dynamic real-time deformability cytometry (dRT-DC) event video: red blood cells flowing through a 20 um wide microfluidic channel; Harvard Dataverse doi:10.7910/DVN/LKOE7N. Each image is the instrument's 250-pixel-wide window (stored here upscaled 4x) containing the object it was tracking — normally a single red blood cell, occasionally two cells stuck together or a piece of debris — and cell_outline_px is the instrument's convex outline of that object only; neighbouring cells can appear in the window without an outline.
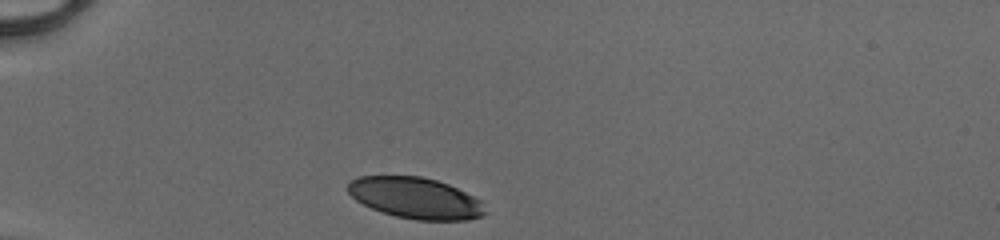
{"species": "human", "species_latin": "Homo sapiens", "temperature_condition": "cold", "stored_images_in_passage": 29, "camera_frame_rate_fps": 3000, "um_per_image_px": 0.085, "donor": {"sex": "male"}, "frame": {"image": 1, "passage_image": 1, "time_ms": 0.0, "image_size_px": [1000, 240], "cell_outline_px": [[488, 212], [484, 216], [468, 220], [416, 220], [396, 216], [380, 212], [356, 200], [348, 192], [348, 184], [352, 180], [360, 176], [420, 176], [436, 180], [448, 184], [480, 200]], "centroid_in_image_um": [35.34, 16.84], "position_along_channel_um": 49.7, "area_um2": 32.83}}
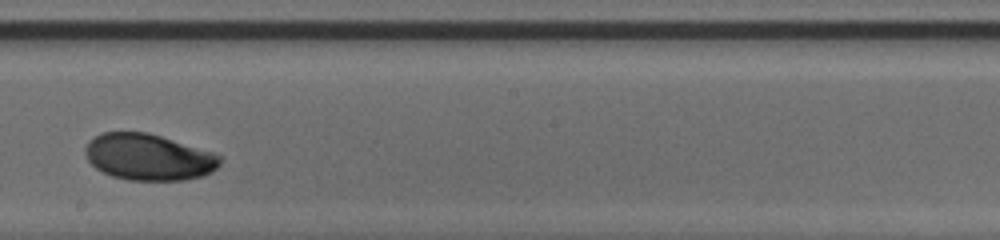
{"frame": {"image": 2, "passage_image": 17, "time_ms": 5.333, "image_size_px": [1000, 240], "cell_outline_px": [[220, 164], [212, 172], [204, 176], [184, 180], [128, 180], [112, 176], [96, 168], [88, 160], [84, 152], [84, 148], [88, 140], [104, 132], [148, 132], [212, 152], [220, 156]], "centroid_in_image_um": [12.61, 13.35], "position_along_channel_um": 235.6, "area_um2": 36.36}}
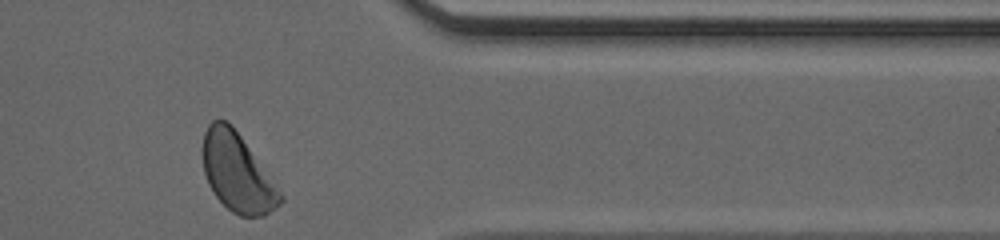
{"frame": {"image": 3, "passage_image": 29, "time_ms": 9.333, "image_size_px": [1000, 240], "cell_outline_px": [[284, 200], [276, 208], [264, 216], [240, 216], [232, 212], [216, 196], [208, 184], [204, 172], [200, 152], [200, 148], [204, 132], [208, 124], [212, 120], [228, 120], [232, 124], [284, 196]], "centroid_in_image_um": [20.13, 14.65], "position_along_channel_um": 391.3, "area_um2": 35.6}, "authors_computed_cell_mechanics": {"area_um2": 36.2406, "velocity_mm_per_s": 4.1067, "shape_relaxation_time_tau1_ms": 2.0802, "shape_relaxation_time_tau2_ms": null, "deformation_change_tau1": 0.1231, "deformation_change_tau2": null}}